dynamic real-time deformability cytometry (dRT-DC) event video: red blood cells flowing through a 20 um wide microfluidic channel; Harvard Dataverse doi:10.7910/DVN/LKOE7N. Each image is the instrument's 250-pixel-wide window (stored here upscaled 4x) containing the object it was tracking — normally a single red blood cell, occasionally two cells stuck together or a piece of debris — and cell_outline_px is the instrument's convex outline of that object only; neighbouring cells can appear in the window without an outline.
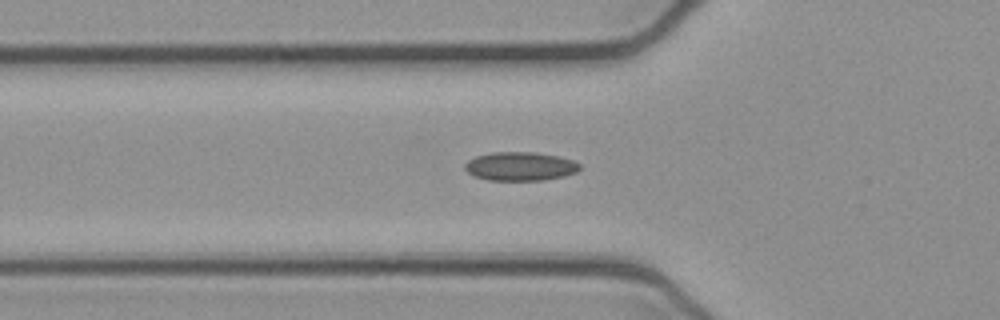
{"species": "common noctule bat (a hibernating species)", "species_latin": "Nyctalus noctula", "temperature_condition": "cold", "stored_images_in_passage": 46, "camera_frame_rate_fps": 3000, "um_per_image_px": 0.085, "animal": {"sex": "female", "body_mass_g": 21.9}, "frame": {"image": 1, "passage_image": 11, "time_ms": 3.333, "image_size_px": [1000, 320], "cell_outline_px": [[580, 168], [576, 172], [564, 176], [544, 180], [488, 180], [476, 176], [468, 172], [464, 168], [464, 164], [468, 160], [476, 156], [492, 152], [536, 152], [556, 156], [572, 160], [580, 164]], "centroid_in_image_um": [44.21, 14.13], "position_along_channel_um": 81.6, "area_um2": 19.13}}
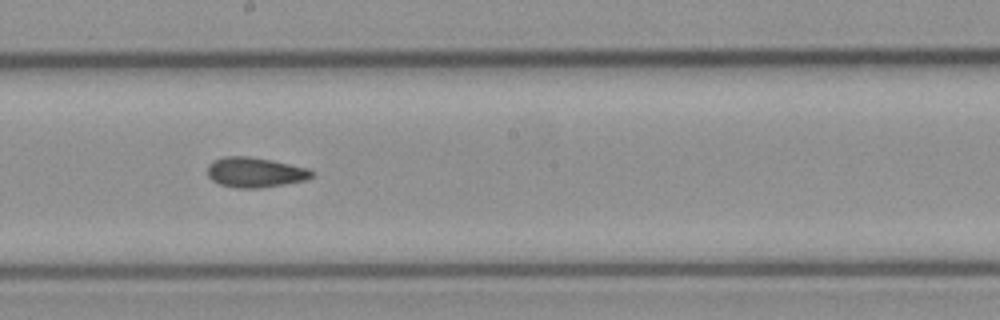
{"frame": {"image": 2, "passage_image": 22, "time_ms": 7.0, "image_size_px": [1000, 320], "cell_outline_px": [[312, 176], [304, 180], [284, 184], [260, 188], [236, 188], [220, 184], [212, 180], [208, 176], [208, 164], [212, 160], [224, 156], [248, 156], [272, 160], [308, 168], [312, 172]], "centroid_in_image_um": [21.63, 14.64], "position_along_channel_um": 226.6, "area_um2": 18.21}}
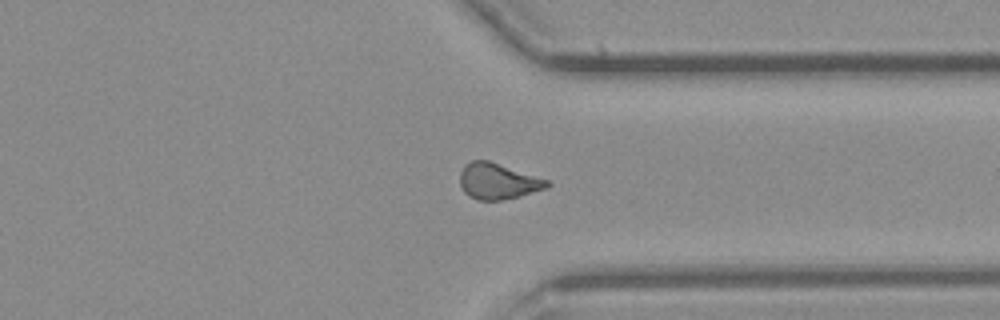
{"frame": {"image": 3, "passage_image": 33, "time_ms": 10.667, "image_size_px": [1000, 320], "cell_outline_px": [[552, 184], [548, 188], [520, 196], [500, 200], [476, 200], [468, 196], [464, 192], [460, 184], [460, 172], [464, 164], [472, 160], [488, 160], [548, 180]], "centroid_in_image_um": [42.31, 15.41], "position_along_channel_um": 369.1, "area_um2": 18.32}, "authors_computed_cell_mechanics": {"area_um2": 18.207, "velocity_mm_per_s": 3.9208, "shape_relaxation_time_tau1_ms": null, "shape_relaxation_time_tau2_ms": 3.5921, "deformation_change_tau1": null, "deformation_change_tau2": 0.0919}}